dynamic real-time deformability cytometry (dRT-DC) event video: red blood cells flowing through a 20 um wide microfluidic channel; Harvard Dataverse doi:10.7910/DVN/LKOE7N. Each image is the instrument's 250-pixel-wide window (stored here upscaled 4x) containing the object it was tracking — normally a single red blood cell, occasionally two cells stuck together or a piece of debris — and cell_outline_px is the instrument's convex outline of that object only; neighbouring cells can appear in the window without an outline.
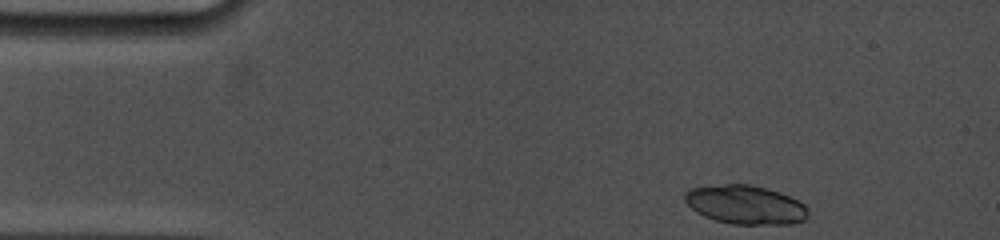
{"species": "common noctule bat (a hibernating species)", "species_latin": "Nyctalus noctula", "temperature_condition": "cold", "stored_images_in_passage": 4, "camera_frame_rate_fps": 5000, "um_per_image_px": 0.085, "animal": {"sex": "female", "body_mass_g": 19.0, "forearm_length_mm": 53.3}, "frame": {"image": 1, "passage_image": 1, "time_ms": 0.0, "image_size_px": [1000, 240], "cell_outline_px": [[808, 216], [804, 220], [792, 224], [732, 224], [716, 220], [704, 216], [696, 212], [684, 200], [684, 192], [692, 188], [724, 184], [748, 184], [780, 192], [804, 204], [808, 208]], "centroid_in_image_um": [63.36, 17.41], "position_along_channel_um": 21.6, "area_um2": 27.8}}